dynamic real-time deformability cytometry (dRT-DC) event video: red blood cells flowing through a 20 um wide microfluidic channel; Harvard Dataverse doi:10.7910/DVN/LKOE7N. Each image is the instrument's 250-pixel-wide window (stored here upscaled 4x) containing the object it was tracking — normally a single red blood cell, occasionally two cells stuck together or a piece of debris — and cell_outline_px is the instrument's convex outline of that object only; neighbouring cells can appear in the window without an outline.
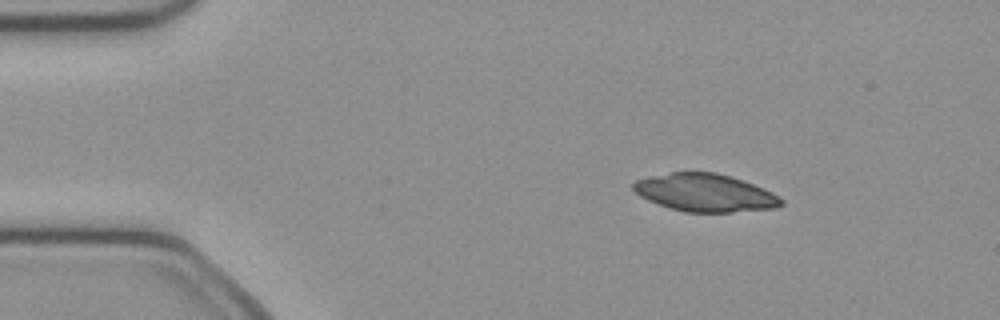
{"species": "common noctule bat (a hibernating species)", "species_latin": "Nyctalus noctula", "temperature_condition": "cold", "stored_images_in_passage": 44, "camera_frame_rate_fps": 3000, "um_per_image_px": 0.085, "animal": {"sex": "female", "body_mass_g": 21.9}, "frame": {"image": 1, "passage_image": 1, "time_ms": 0.0, "image_size_px": [1000, 320], "cell_outline_px": [[784, 204], [776, 208], [732, 212], [684, 212], [648, 200], [640, 196], [632, 188], [632, 184], [636, 180], [648, 176], [672, 172], [716, 172], [764, 188], [780, 196], [784, 200]], "centroid_in_image_um": [59.94, 16.38], "position_along_channel_um": 25.1, "area_um2": 32.43}}